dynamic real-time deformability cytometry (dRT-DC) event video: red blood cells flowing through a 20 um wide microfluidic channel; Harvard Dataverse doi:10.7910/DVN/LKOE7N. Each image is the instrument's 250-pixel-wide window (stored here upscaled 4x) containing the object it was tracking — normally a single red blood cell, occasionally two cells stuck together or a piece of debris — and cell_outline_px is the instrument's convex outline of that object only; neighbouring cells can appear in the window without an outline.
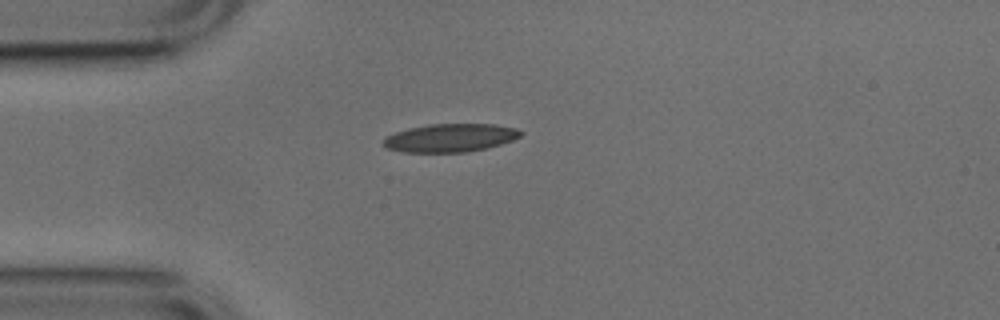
{"species": "common noctule bat (a hibernating species)", "species_latin": "Nyctalus noctula", "temperature_condition": "cold", "stored_images_in_passage": 1, "camera_frame_rate_fps": 3000, "um_per_image_px": 0.085, "animal": {"sex": "male", "body_mass_g": 17.9, "forearm_length_mm": 54.2}, "frame": {"image": 1, "passage_image": 1, "time_ms": 0.0, "image_size_px": [1000, 320], "cell_outline_px": [[524, 132], [520, 136], [512, 140], [488, 148], [468, 152], [404, 152], [388, 148], [380, 140], [396, 132], [408, 128], [428, 124], [496, 124], [516, 128]], "centroid_in_image_um": [38.29, 11.71], "position_along_channel_um": 46.7, "area_um2": 22.6}}